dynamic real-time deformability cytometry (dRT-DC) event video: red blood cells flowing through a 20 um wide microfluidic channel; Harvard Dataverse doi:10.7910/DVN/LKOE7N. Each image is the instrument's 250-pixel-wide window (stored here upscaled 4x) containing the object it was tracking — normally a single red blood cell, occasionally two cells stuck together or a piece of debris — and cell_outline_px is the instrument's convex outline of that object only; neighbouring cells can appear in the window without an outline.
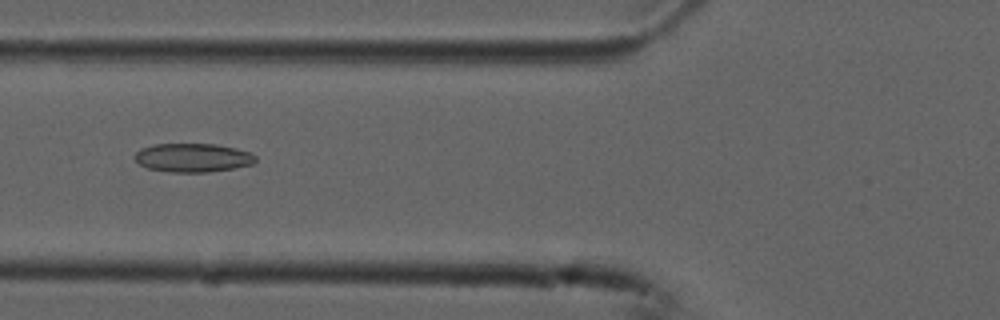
{"species": "common noctule bat (a hibernating species)", "species_latin": "Nyctalus noctula", "temperature_condition": "cold", "stored_images_in_passage": 8, "camera_frame_rate_fps": 3000, "um_per_image_px": 0.085, "animal": {"sex": "male", "forearm_length_mm": 52.5}, "frame": {"image": 1, "passage_image": 6, "time_ms": 1.667, "image_size_px": [1000, 320], "cell_outline_px": [[256, 160], [252, 164], [232, 168], [208, 172], [172, 172], [148, 168], [140, 164], [136, 160], [136, 152], [140, 148], [152, 144], [216, 144], [236, 148], [248, 152], [256, 156]], "centroid_in_image_um": [16.38, 13.39], "position_along_channel_um": 109.4, "area_um2": 20.06}}
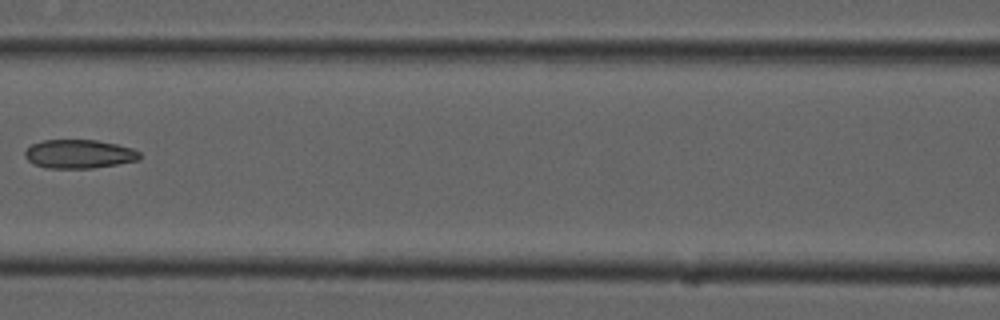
{"frame": {"image": 2, "passage_image": 7, "time_ms": 2.0, "image_size_px": [1000, 320], "cell_outline_px": [[140, 160], [92, 168], [48, 168], [32, 164], [24, 156], [24, 152], [32, 144], [44, 140], [96, 140], [116, 144], [132, 148], [140, 152]], "centroid_in_image_um": [6.71, 13.09], "position_along_channel_um": 159.9, "area_um2": 19.19}}
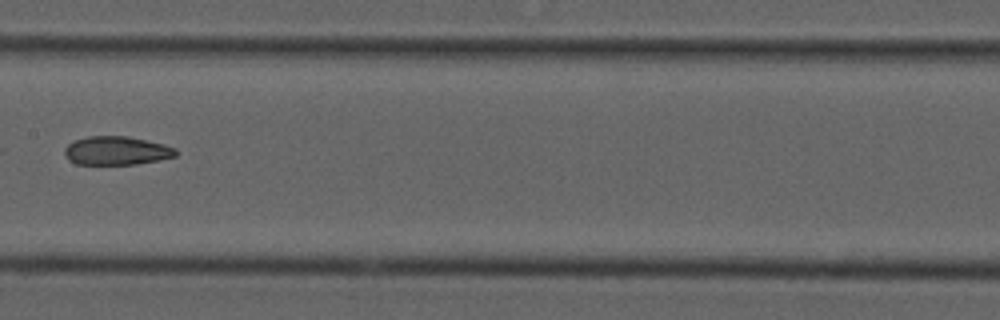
{"frame": {"image": 3, "passage_image": 8, "time_ms": 2.333, "image_size_px": [1000, 320], "cell_outline_px": [[176, 156], [136, 164], [76, 164], [68, 160], [64, 156], [64, 148], [68, 144], [76, 140], [88, 136], [128, 136], [164, 144], [176, 148]], "centroid_in_image_um": [9.87, 12.8], "position_along_channel_um": 197.5, "area_um2": 18.5}}